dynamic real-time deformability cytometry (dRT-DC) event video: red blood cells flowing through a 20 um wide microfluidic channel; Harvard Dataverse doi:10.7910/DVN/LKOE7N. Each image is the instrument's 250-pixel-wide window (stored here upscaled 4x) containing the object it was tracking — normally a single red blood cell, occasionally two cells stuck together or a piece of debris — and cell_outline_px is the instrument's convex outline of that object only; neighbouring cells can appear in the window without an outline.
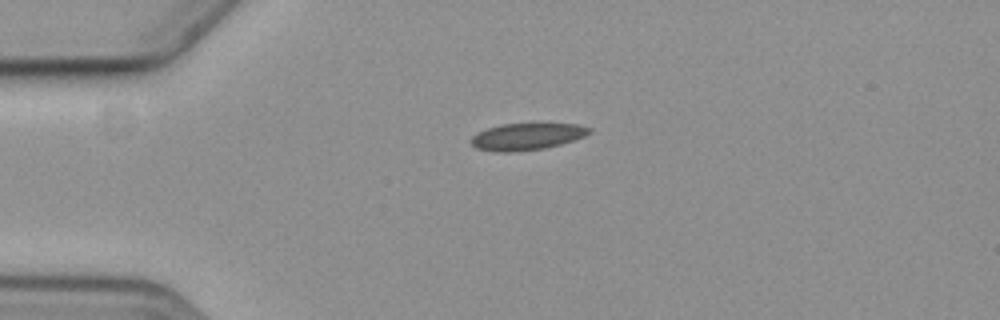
{"species": "common noctule bat (a hibernating species)", "species_latin": "Nyctalus noctula", "temperature_condition": "cold", "stored_images_in_passage": 3, "camera_frame_rate_fps": 3000, "um_per_image_px": 0.085, "animal": {"sex": "female", "body_mass_g": 19.3, "forearm_length_mm": 54.1}, "frame": {"image": 1, "passage_image": 1, "time_ms": 0.0, "image_size_px": [1000, 320], "cell_outline_px": [[592, 132], [584, 136], [560, 144], [544, 148], [508, 152], [500, 152], [476, 148], [472, 144], [472, 136], [476, 132], [500, 124], [576, 124], [592, 128]], "centroid_in_image_um": [44.78, 11.6], "position_along_channel_um": 40.2, "area_um2": 18.21}}
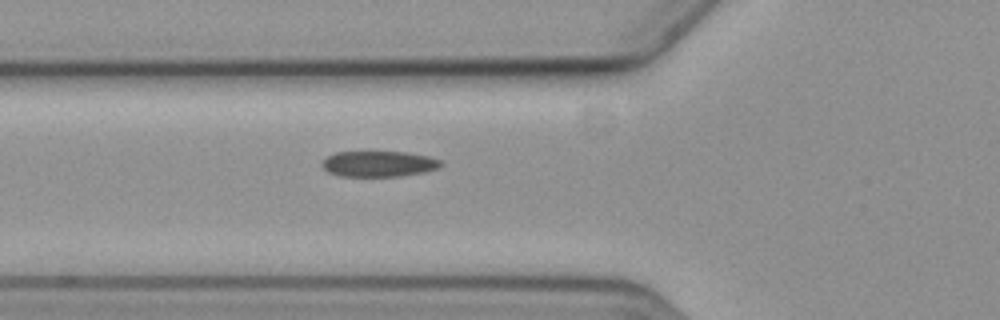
{"frame": {"image": 2, "passage_image": 3, "time_ms": 2.333, "image_size_px": [1000, 320], "cell_outline_px": [[444, 164], [440, 168], [424, 172], [400, 176], [340, 176], [328, 172], [320, 164], [328, 156], [336, 152], [408, 152], [428, 156], [440, 160]], "centroid_in_image_um": [32.22, 13.93], "position_along_channel_um": 93.6, "area_um2": 17.86}}